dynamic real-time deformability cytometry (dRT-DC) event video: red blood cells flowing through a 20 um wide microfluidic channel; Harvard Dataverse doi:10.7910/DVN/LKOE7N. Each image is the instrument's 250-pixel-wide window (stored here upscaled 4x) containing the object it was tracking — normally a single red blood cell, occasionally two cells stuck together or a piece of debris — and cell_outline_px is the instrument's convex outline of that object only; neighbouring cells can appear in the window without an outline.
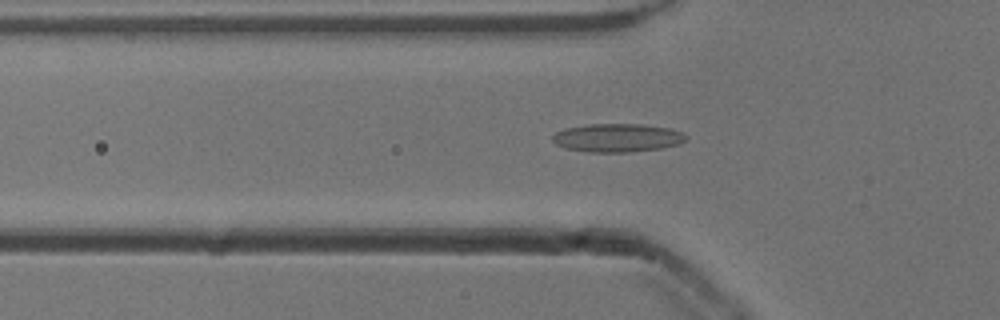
{"species": "common noctule bat (a hibernating species)", "species_latin": "Nyctalus noctula", "temperature_condition": "cold", "stored_images_in_passage": 52, "camera_frame_rate_fps": 3000, "um_per_image_px": 0.085, "animal": {"sex": "male", "body_mass_g": 13.3}, "frame": {"image": 1, "passage_image": 17, "time_ms": 5.333, "image_size_px": [1000, 320], "cell_outline_px": [[688, 136], [680, 144], [660, 148], [628, 152], [588, 152], [564, 148], [556, 144], [552, 140], [552, 136], [556, 132], [564, 128], [588, 124], [640, 124], [672, 128]], "centroid_in_image_um": [52.45, 11.71], "position_along_channel_um": 73.3, "area_um2": 22.14}}
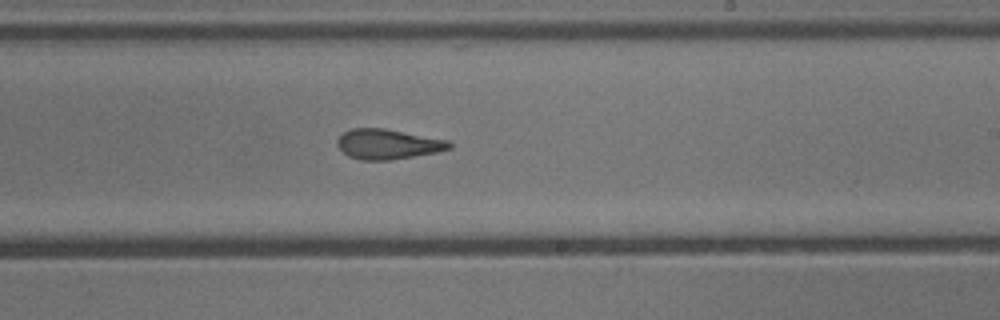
{"frame": {"image": 2, "passage_image": 31, "time_ms": 10.0, "image_size_px": [1000, 320], "cell_outline_px": [[452, 148], [436, 152], [388, 160], [360, 160], [348, 156], [336, 144], [336, 140], [344, 132], [352, 128], [384, 128], [448, 140], [452, 144]], "centroid_in_image_um": [32.95, 12.25], "position_along_channel_um": 256.0, "area_um2": 19.48}}
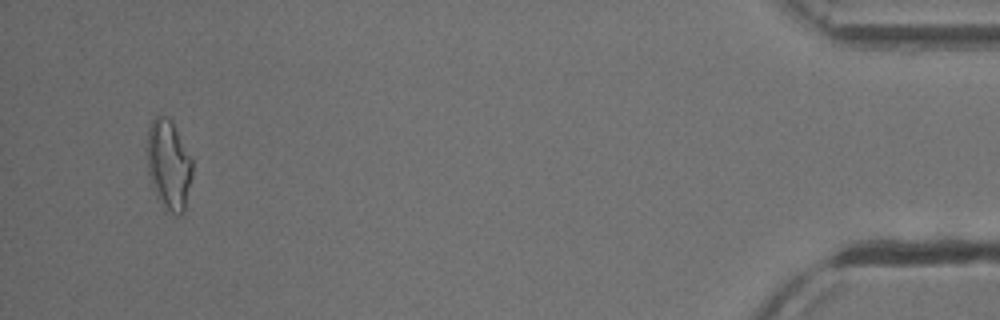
{"frame": {"image": 3, "passage_image": 50, "time_ms": 16.333, "image_size_px": [1000, 320], "cell_outline_px": [[192, 172], [184, 212], [180, 216], [176, 216], [156, 196], [148, 172], [148, 124], [156, 116], [168, 116], [172, 120], [192, 160]], "centroid_in_image_um": [14.34, 13.96], "position_along_channel_um": 420.9, "area_um2": 23.29}, "authors_computed_cell_mechanics": {"area_um2": 20.3745, "velocity_mm_per_s": 3.8982, "shape_relaxation_time_tau1_ms": null, "shape_relaxation_time_tau2_ms": 3.8638, "deformation_change_tau1": null, "deformation_change_tau2": 0.1368}}